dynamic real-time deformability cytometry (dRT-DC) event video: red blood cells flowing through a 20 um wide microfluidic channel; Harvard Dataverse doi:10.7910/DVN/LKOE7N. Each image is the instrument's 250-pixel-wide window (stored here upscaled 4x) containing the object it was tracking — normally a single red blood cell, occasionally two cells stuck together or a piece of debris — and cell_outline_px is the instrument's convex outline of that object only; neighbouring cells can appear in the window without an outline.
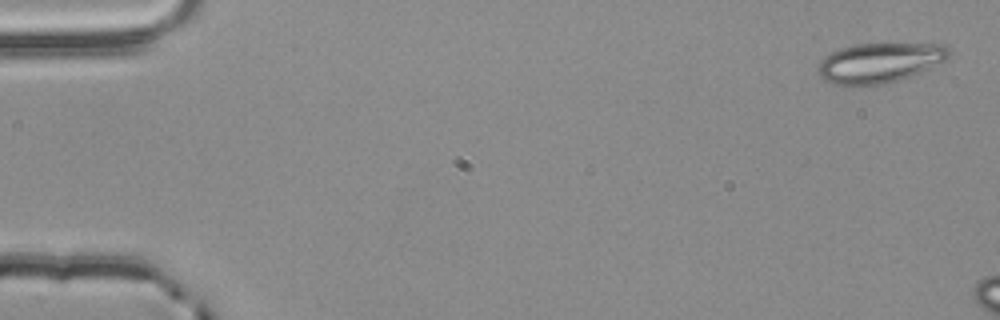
{"species": "common noctule bat (a hibernating species)", "species_latin": "Nyctalus noctula", "temperature_condition": "room temperature", "stored_images_in_passage": 6, "camera_frame_rate_fps": 3000, "um_per_image_px": 0.085, "animal": {"sex": "male", "body_mass_g": 20.4}, "frame": {"image": 1, "passage_image": 1, "time_ms": 0.0, "image_size_px": [1000, 320], "cell_outline_px": [[952, 52], [944, 60], [920, 72], [884, 84], [852, 88], [836, 84], [824, 80], [816, 72], [820, 60], [832, 52], [840, 48], [856, 44], [944, 44]], "centroid_in_image_um": [74.69, 5.36], "position_along_channel_um": 10.3, "area_um2": 30.58}}